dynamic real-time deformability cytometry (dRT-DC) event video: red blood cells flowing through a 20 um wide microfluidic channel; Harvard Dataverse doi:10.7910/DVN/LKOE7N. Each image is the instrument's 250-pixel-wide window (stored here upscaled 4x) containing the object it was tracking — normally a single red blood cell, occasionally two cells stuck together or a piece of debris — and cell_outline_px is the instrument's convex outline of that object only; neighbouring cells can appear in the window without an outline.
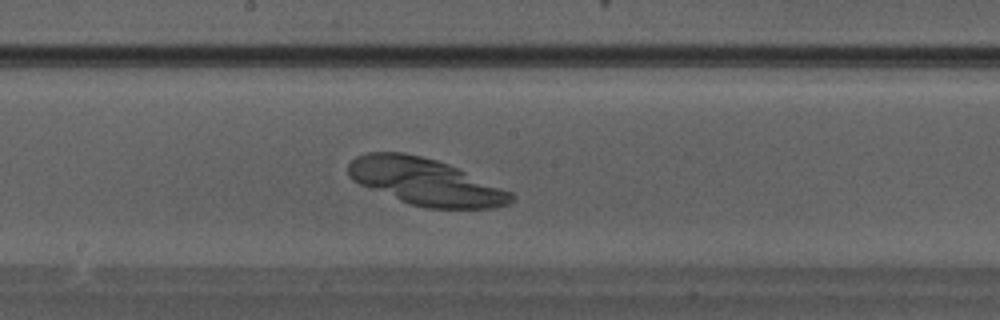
{"species": "Egyptian fruit bat (a non-hibernating species)", "species_latin": "Rousettus aegyptiacus", "temperature_condition": "warm", "stored_images_in_passage": 22, "camera_frame_rate_fps": 3000, "um_per_image_px": 0.085, "animal": {"sex": "male"}, "frame": {"image": 1, "passage_image": 10, "time_ms": 3.0, "image_size_px": [1000, 320], "cell_outline_px": [[516, 196], [508, 204], [496, 208], [424, 208], [408, 204], [360, 184], [352, 180], [348, 176], [348, 164], [356, 156], [368, 152], [404, 152], [436, 160], [448, 164], [512, 192]], "centroid_in_image_um": [36.15, 15.46], "position_along_channel_um": 212.1, "area_um2": 44.22}}